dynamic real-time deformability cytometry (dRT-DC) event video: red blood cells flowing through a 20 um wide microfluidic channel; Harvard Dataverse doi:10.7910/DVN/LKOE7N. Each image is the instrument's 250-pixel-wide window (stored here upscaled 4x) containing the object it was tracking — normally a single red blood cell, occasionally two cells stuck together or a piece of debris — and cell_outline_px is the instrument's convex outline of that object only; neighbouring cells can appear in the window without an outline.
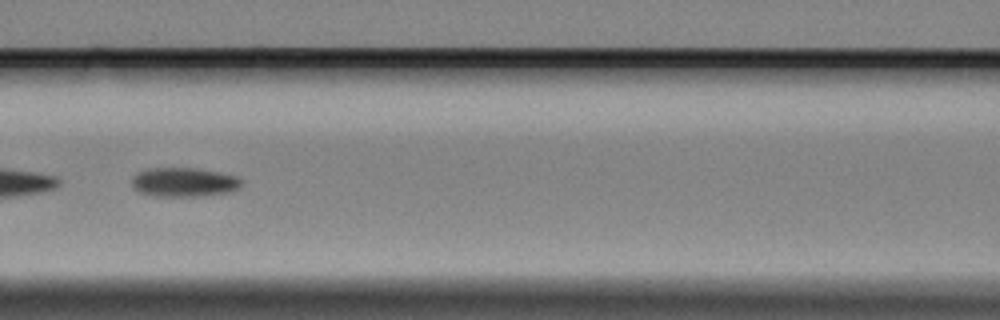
{"species": "Egyptian fruit bat (a non-hibernating species)", "species_latin": "Rousettus aegyptiacus", "temperature_condition": "cold", "stored_images_in_passage": 30, "segment_of_instrument_passage": [2, 2], "camera_frame_rate_fps": 3000, "um_per_image_px": 0.085, "animal": {"sex": "female"}, "frame": {"image": 1, "passage_image": 24, "time_ms": 7.667, "image_size_px": [1000, 320], "cell_outline_px": [[240, 188], [228, 192], [200, 196], [156, 196], [140, 192], [132, 184], [132, 176], [148, 168], [196, 168], [236, 176], [240, 180]], "centroid_in_image_um": [15.62, 15.48], "position_along_channel_um": 151.0, "area_um2": 18.32}}